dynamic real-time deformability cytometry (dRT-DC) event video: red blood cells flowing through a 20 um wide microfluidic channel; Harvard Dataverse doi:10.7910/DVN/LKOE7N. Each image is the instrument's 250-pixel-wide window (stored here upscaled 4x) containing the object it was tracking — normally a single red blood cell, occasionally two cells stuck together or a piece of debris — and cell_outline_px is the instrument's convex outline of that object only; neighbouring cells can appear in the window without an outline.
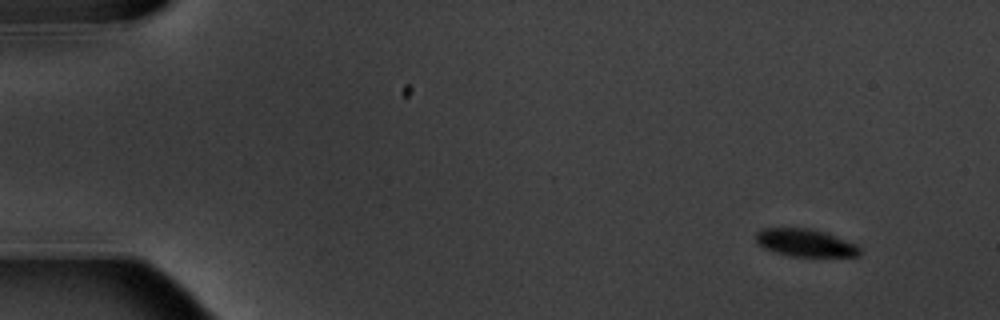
{"species": "common noctule bat (a hibernating species)", "species_latin": "Nyctalus noctula", "temperature_condition": "warm", "stored_images_in_passage": 8, "camera_frame_rate_fps": 3000, "um_per_image_px": 0.085, "animal": {"sex": "male", "body_mass_g": 20.1, "forearm_length_mm": 53.5}, "frame": {"image": 1, "passage_image": 1, "time_ms": 0.0, "image_size_px": [1000, 320], "cell_outline_px": [[860, 256], [788, 256], [764, 248], [756, 244], [756, 232], [760, 228], [808, 228], [824, 232], [856, 244], [860, 248]], "centroid_in_image_um": [68.4, 20.63], "position_along_channel_um": 16.6, "area_um2": 16.65}}